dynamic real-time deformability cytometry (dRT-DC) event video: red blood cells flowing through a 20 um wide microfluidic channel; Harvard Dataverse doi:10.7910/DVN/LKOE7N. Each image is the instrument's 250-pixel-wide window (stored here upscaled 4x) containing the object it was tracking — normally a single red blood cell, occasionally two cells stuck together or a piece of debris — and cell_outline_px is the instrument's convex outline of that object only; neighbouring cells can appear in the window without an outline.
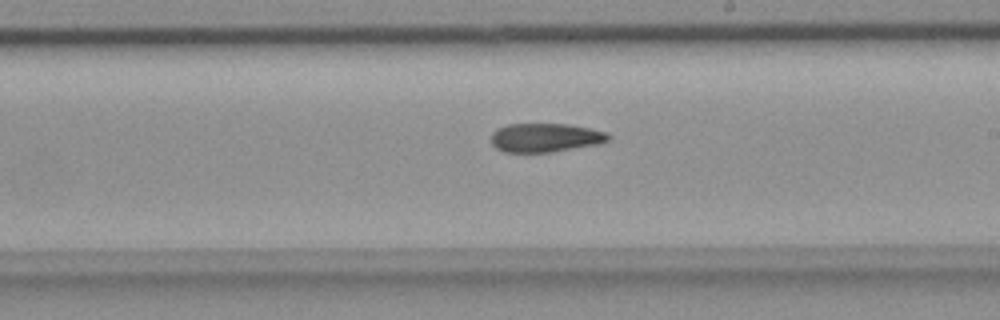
{"species": "common noctule bat (a hibernating species)", "species_latin": "Nyctalus noctula", "temperature_condition": "room temperature", "stored_images_in_passage": 30, "camera_frame_rate_fps": 3000, "um_per_image_px": 0.085, "animal": {"sex": "female", "body_mass_g": 18.4}, "frame": {"image": 1, "passage_image": 18, "time_ms": 5.667, "image_size_px": [1000, 320], "cell_outline_px": [[612, 136], [608, 140], [596, 144], [548, 152], [504, 152], [496, 148], [492, 144], [492, 132], [496, 128], [508, 124], [568, 124], [608, 132]], "centroid_in_image_um": [46.32, 11.69], "position_along_channel_um": 242.7, "area_um2": 19.54}}
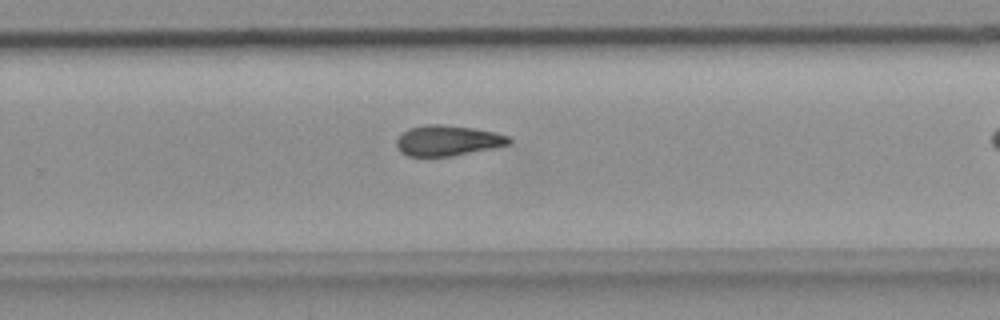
{"frame": {"image": 2, "passage_image": 22, "time_ms": 7.0, "image_size_px": [1000, 320], "cell_outline_px": [[512, 144], [452, 156], [408, 156], [400, 152], [396, 148], [396, 140], [408, 128], [428, 124], [440, 124], [472, 128], [496, 132], [508, 136], [512, 140]], "centroid_in_image_um": [38.05, 11.95], "position_along_channel_um": 291.7, "area_um2": 20.0}}
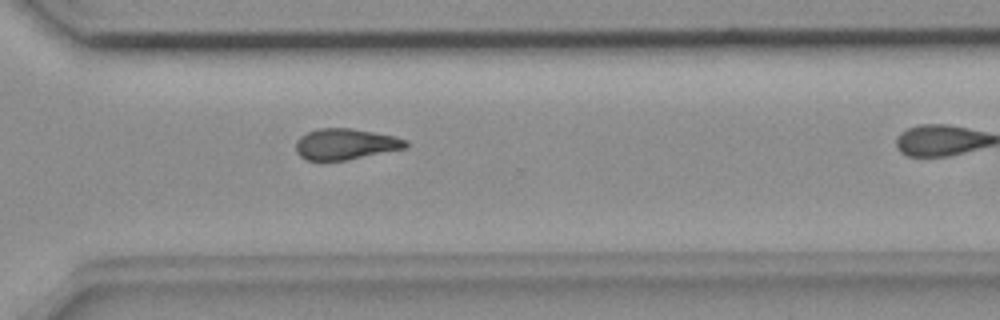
{"frame": {"image": 3, "passage_image": 26, "time_ms": 8.333, "image_size_px": [1000, 320], "cell_outline_px": [[408, 148], [344, 160], [308, 160], [300, 156], [296, 152], [296, 140], [300, 136], [308, 132], [320, 128], [352, 128], [392, 136], [408, 140]], "centroid_in_image_um": [29.37, 12.24], "position_along_channel_um": 341.2, "area_um2": 19.71}}